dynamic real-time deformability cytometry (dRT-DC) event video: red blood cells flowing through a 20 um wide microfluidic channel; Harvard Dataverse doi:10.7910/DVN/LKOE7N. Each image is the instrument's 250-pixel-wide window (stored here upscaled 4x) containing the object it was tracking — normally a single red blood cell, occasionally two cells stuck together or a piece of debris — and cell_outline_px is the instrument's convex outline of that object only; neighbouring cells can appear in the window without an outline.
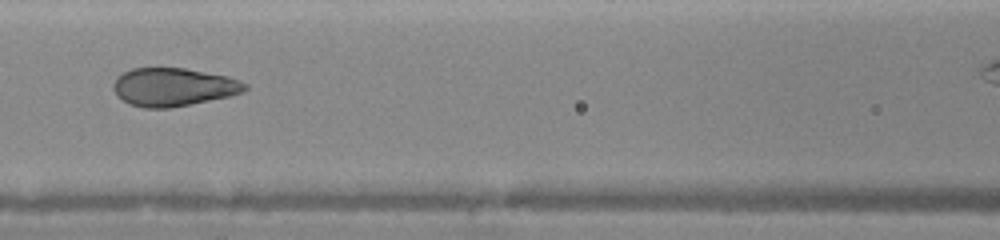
{"species": "human", "species_latin": "Homo sapiens", "temperature_condition": "warm", "stored_images_in_passage": 11, "camera_frame_rate_fps": 3000, "um_per_image_px": 0.085, "donor": {"sex": "female"}, "frame": {"image": 1, "passage_image": 4, "time_ms": 2.667, "image_size_px": [1000, 240], "cell_outline_px": [[248, 88], [232, 96], [168, 108], [144, 108], [128, 104], [116, 96], [112, 88], [112, 84], [116, 76], [132, 68], [184, 68], [224, 76], [240, 80], [248, 84]], "centroid_in_image_um": [14.68, 7.4], "position_along_channel_um": 151.9, "area_um2": 29.36}}
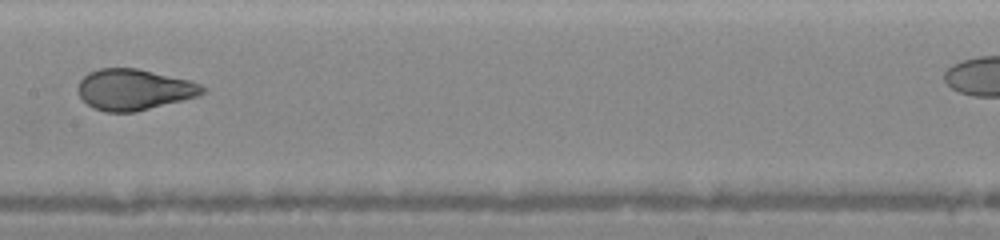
{"frame": {"image": 2, "passage_image": 5, "time_ms": 3.667, "image_size_px": [1000, 240], "cell_outline_px": [[208, 88], [204, 92], [196, 96], [136, 112], [104, 112], [92, 108], [80, 96], [76, 88], [80, 80], [88, 72], [100, 68], [136, 68], [192, 80]], "centroid_in_image_um": [11.38, 7.61], "position_along_channel_um": 196.0, "area_um2": 29.82}}
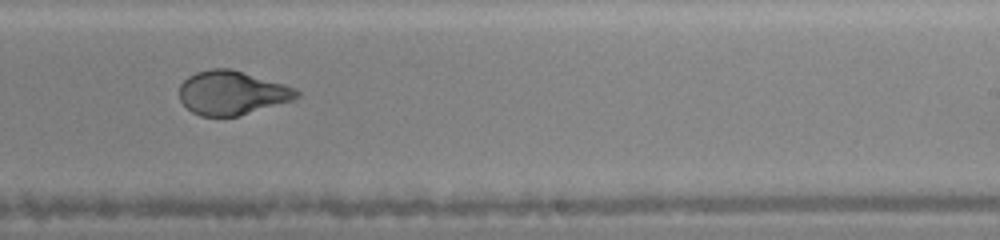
{"frame": {"image": 3, "passage_image": 7, "time_ms": 5.333, "image_size_px": [1000, 240], "cell_outline_px": [[300, 96], [292, 100], [240, 116], [200, 116], [192, 112], [180, 100], [180, 84], [188, 76], [196, 72], [212, 68], [228, 68], [284, 84], [296, 88], [300, 92]], "centroid_in_image_um": [19.71, 7.9], "position_along_channel_um": 269.3, "area_um2": 29.88}}